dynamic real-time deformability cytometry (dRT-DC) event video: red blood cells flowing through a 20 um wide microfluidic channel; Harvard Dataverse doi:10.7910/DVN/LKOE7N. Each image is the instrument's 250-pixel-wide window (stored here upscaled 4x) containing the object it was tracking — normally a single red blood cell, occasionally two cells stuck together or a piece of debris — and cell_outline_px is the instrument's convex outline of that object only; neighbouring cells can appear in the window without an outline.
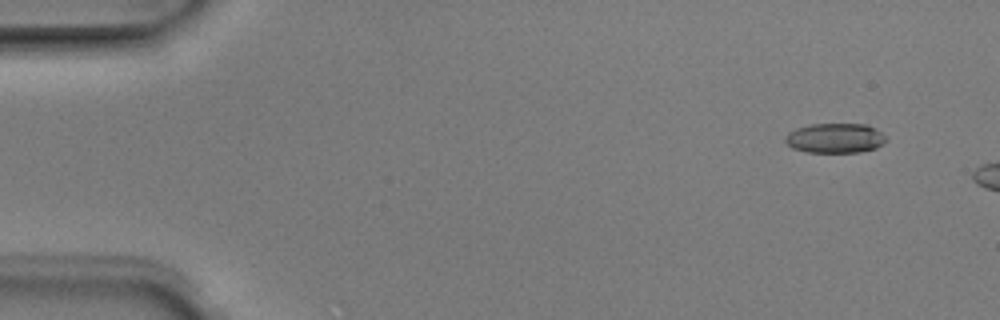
{"species": "Egyptian fruit bat (a non-hibernating species)", "species_latin": "Rousettus aegyptiacus", "temperature_condition": "room temperature", "stored_images_in_passage": 4, "camera_frame_rate_fps": 3000, "um_per_image_px": 0.085, "animal": {"sex": "male"}, "frame": {"image": 1, "passage_image": 2, "time_ms": 0.333, "image_size_px": [1000, 320], "cell_outline_px": [[888, 140], [884, 144], [876, 148], [860, 152], [808, 152], [792, 148], [784, 140], [784, 136], [788, 132], [796, 128], [808, 124], [868, 124], [876, 128]], "centroid_in_image_um": [70.99, 11.73], "position_along_channel_um": 14.0, "area_um2": 17.69}}